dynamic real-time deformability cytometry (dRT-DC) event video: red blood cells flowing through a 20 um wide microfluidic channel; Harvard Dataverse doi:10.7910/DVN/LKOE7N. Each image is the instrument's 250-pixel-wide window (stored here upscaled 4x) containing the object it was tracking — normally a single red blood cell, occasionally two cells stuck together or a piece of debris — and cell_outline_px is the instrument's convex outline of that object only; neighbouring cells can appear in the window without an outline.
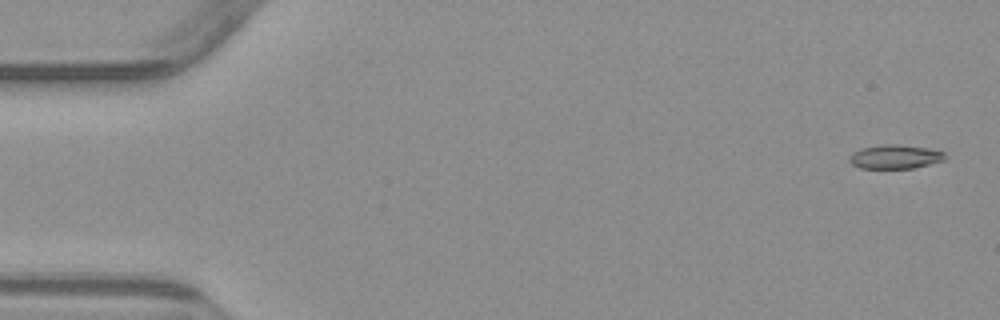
{"species": "common noctule bat (a hibernating species)", "species_latin": "Nyctalus noctula", "temperature_condition": "warm", "stored_images_in_passage": 6, "camera_frame_rate_fps": 3000, "um_per_image_px": 0.085, "animal": {"sex": "male", "body_mass_g": 23.1, "forearm_length_mm": 52.7}, "frame": {"image": 1, "passage_image": 1, "time_ms": 0.0, "image_size_px": [1000, 320], "cell_outline_px": [[944, 160], [912, 168], [860, 168], [852, 164], [848, 160], [848, 156], [852, 152], [860, 148], [884, 144], [900, 144], [928, 148], [944, 152]], "centroid_in_image_um": [76.02, 13.31], "position_along_channel_um": 9.0, "area_um2": 13.35}}
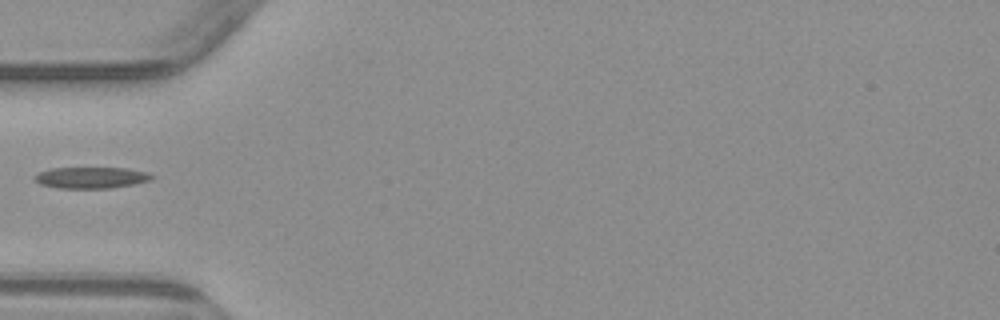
{"frame": {"image": 2, "passage_image": 5, "time_ms": 5.333, "image_size_px": [1000, 320], "cell_outline_px": [[156, 176], [152, 180], [136, 184], [108, 188], [56, 188], [40, 184], [36, 180], [36, 176], [40, 172], [52, 168], [128, 168], [148, 172]], "centroid_in_image_um": [7.84, 15.1], "position_along_channel_um": 77.2, "area_um2": 14.57}}
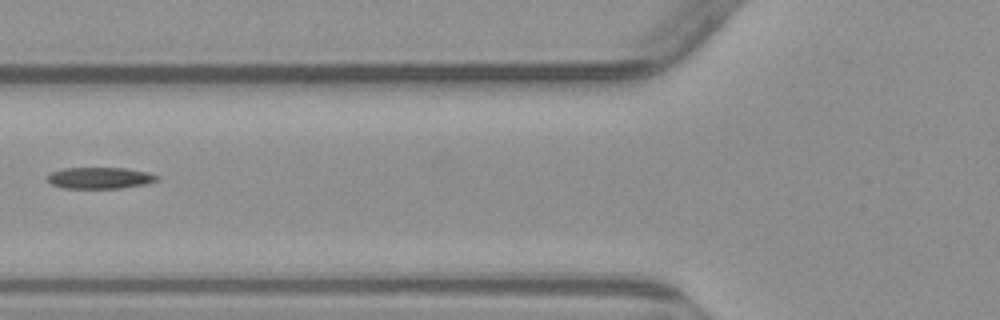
{"frame": {"image": 3, "passage_image": 6, "time_ms": 6.333, "image_size_px": [1000, 320], "cell_outline_px": [[160, 180], [144, 184], [120, 188], [60, 188], [52, 184], [48, 180], [48, 176], [52, 172], [64, 168], [124, 168], [148, 172], [160, 176]], "centroid_in_image_um": [8.52, 15.13], "position_along_channel_um": 117.3, "area_um2": 13.64}}